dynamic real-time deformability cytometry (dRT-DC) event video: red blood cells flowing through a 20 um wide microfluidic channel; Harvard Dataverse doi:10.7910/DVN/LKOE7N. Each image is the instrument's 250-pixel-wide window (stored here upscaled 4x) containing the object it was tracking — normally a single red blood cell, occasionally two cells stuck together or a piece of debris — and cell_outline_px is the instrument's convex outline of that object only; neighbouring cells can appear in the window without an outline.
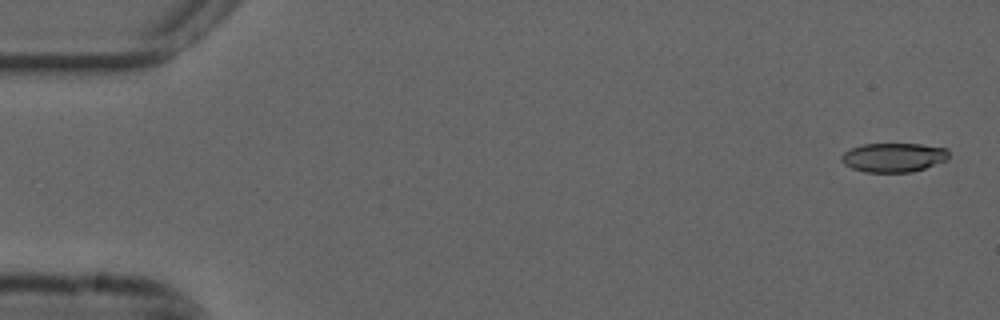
{"species": "common noctule bat (a hibernating species)", "species_latin": "Nyctalus noctula", "temperature_condition": "cold", "stored_images_in_passage": 55, "camera_frame_rate_fps": 3000, "um_per_image_px": 0.085, "animal": {"sex": "male", "forearm_length_mm": 52.5}, "frame": {"image": 1, "passage_image": 2, "time_ms": 0.333, "image_size_px": [1000, 320], "cell_outline_px": [[948, 156], [944, 160], [924, 168], [912, 172], [864, 172], [852, 168], [844, 164], [840, 160], [840, 156], [844, 152], [852, 148], [864, 144], [920, 144], [948, 148]], "centroid_in_image_um": [75.91, 13.38], "position_along_channel_um": 9.1, "area_um2": 18.09}}
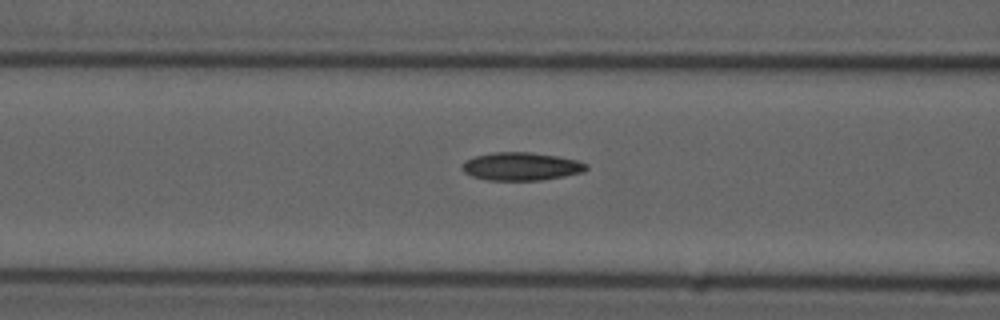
{"frame": {"image": 2, "passage_image": 22, "time_ms": 7.0, "image_size_px": [1000, 320], "cell_outline_px": [[588, 168], [584, 172], [564, 176], [540, 180], [488, 180], [472, 176], [464, 172], [460, 168], [460, 164], [464, 160], [476, 156], [492, 152], [528, 152], [556, 156], [576, 160], [588, 164]], "centroid_in_image_um": [44.26, 14.14], "position_along_channel_um": 122.3, "area_um2": 20.35}}
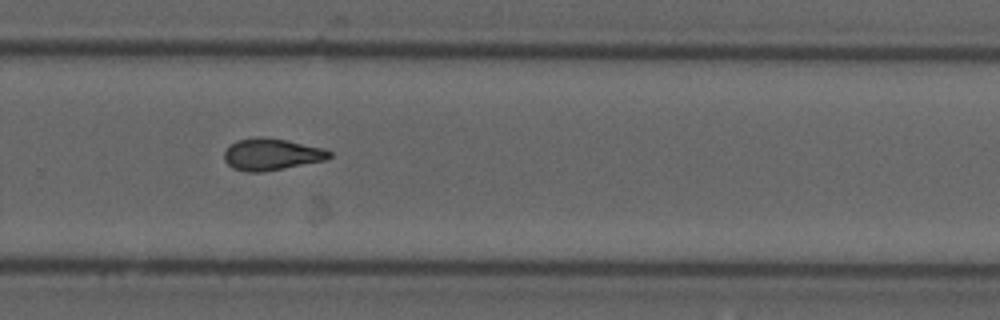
{"frame": {"image": 3, "passage_image": 37, "time_ms": 12.0, "image_size_px": [1000, 320], "cell_outline_px": [[332, 156], [324, 160], [284, 168], [260, 172], [248, 172], [232, 168], [224, 160], [224, 152], [236, 140], [256, 136], [260, 136], [288, 140], [324, 148], [332, 152]], "centroid_in_image_um": [23.07, 13.1], "position_along_channel_um": 306.7, "area_um2": 19.48}, "authors_computed_cell_mechanics": {"area_um2": 19.363, "velocity_mm_per_s": 3.6886, "shape_relaxation_time_tau1_ms": null, "shape_relaxation_time_tau2_ms": 2.9806, "deformation_change_tau1": null, "deformation_change_tau2": 0.1051}}